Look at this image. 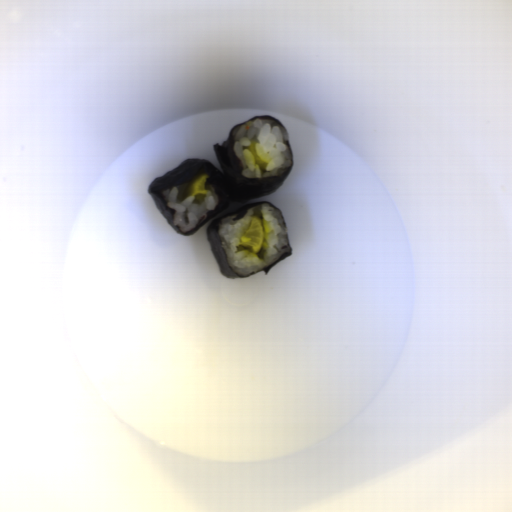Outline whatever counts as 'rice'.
<instances>
[{"instance_id":"652b925c","label":"rice","mask_w":512,"mask_h":512,"mask_svg":"<svg viewBox=\"0 0 512 512\" xmlns=\"http://www.w3.org/2000/svg\"><path fill=\"white\" fill-rule=\"evenodd\" d=\"M253 216L265 226V241L259 253L240 245L239 239L249 228ZM235 215L224 217L218 224L217 234L227 256L228 264L236 276L259 272L290 252L285 224L270 204L249 208L244 217L234 221Z\"/></svg>"},{"instance_id":"023b6e5f","label":"rice","mask_w":512,"mask_h":512,"mask_svg":"<svg viewBox=\"0 0 512 512\" xmlns=\"http://www.w3.org/2000/svg\"><path fill=\"white\" fill-rule=\"evenodd\" d=\"M256 138L255 144L258 156L267 163L261 170L254 163L249 152L250 139ZM233 150L242 162L241 174L248 178H265L284 173L292 163L291 153L286 141L289 134L285 127L272 119L256 118L238 126L232 132Z\"/></svg>"},{"instance_id":"8eca5e8b","label":"rice","mask_w":512,"mask_h":512,"mask_svg":"<svg viewBox=\"0 0 512 512\" xmlns=\"http://www.w3.org/2000/svg\"><path fill=\"white\" fill-rule=\"evenodd\" d=\"M189 182L163 190L162 196L168 207L174 210L173 224L180 232L188 234L206 221L218 203L219 196L211 184L205 181V195L183 197Z\"/></svg>"}]
</instances>
